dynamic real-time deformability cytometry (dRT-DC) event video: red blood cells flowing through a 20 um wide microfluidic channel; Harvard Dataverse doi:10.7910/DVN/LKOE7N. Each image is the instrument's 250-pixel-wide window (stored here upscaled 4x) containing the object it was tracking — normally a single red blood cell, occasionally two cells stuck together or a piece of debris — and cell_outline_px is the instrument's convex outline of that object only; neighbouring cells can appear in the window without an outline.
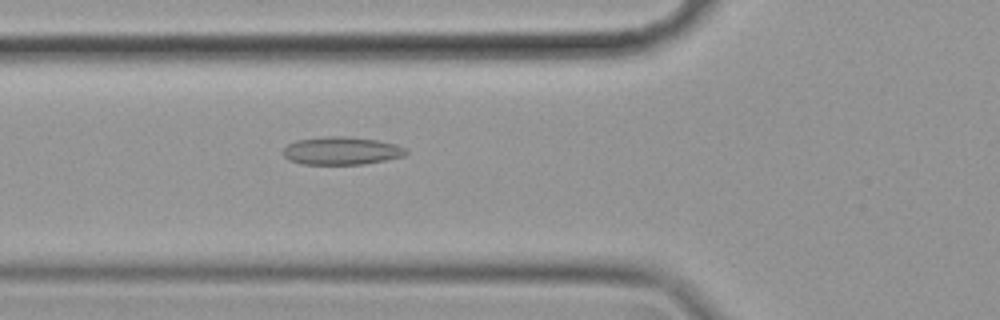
{"species": "common noctule bat (a hibernating species)", "species_latin": "Nyctalus noctula", "temperature_condition": "cold", "stored_images_in_passage": 56, "camera_frame_rate_fps": 3000, "um_per_image_px": 0.085, "animal": {"sex": "female", "body_mass_g": 19.9}, "frame": {"image": 1, "passage_image": 20, "time_ms": 6.333, "image_size_px": [1000, 320], "cell_outline_px": [[408, 152], [404, 156], [364, 164], [304, 164], [288, 160], [280, 152], [288, 144], [296, 140], [328, 136], [344, 136], [376, 140], [396, 144], [408, 148]], "centroid_in_image_um": [29.02, 12.81], "position_along_channel_um": 96.8, "area_um2": 20.06}}
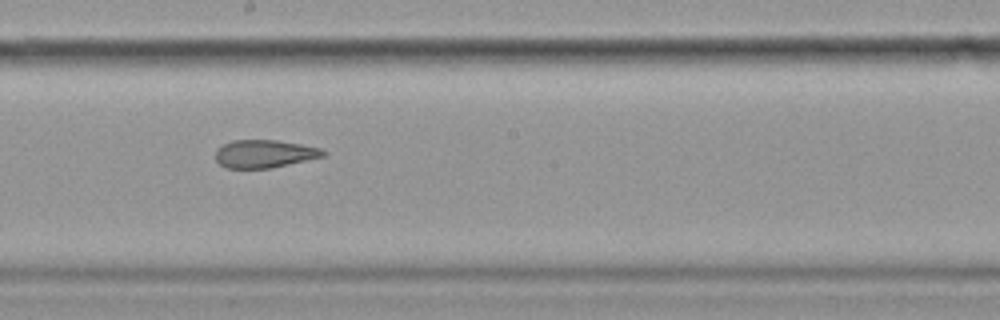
{"frame": {"image": 2, "passage_image": 31, "time_ms": 10.0, "image_size_px": [1000, 320], "cell_outline_px": [[328, 152], [324, 156], [272, 168], [228, 168], [220, 164], [216, 160], [216, 148], [232, 140], [276, 140], [300, 144], [320, 148]], "centroid_in_image_um": [22.47, 13.07], "position_along_channel_um": 225.7, "area_um2": 17.46}}
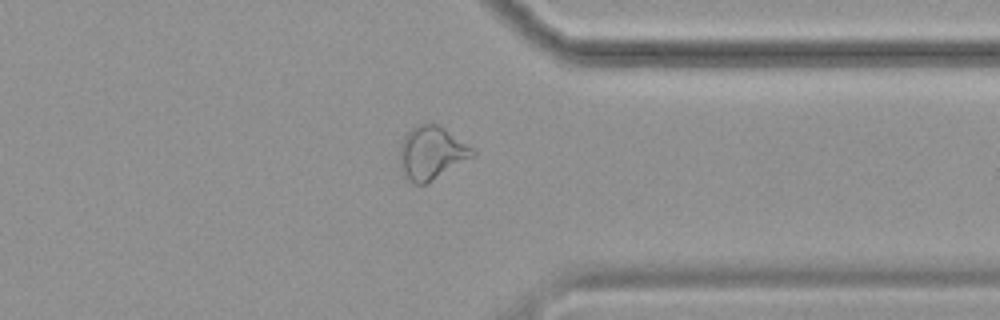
{"frame": {"image": 3, "passage_image": 44, "time_ms": 14.333, "image_size_px": [1000, 320], "cell_outline_px": [[476, 156], [432, 180], [424, 184], [416, 184], [400, 168], [400, 144], [404, 136], [412, 128], [420, 124], [432, 120], [444, 128], [472, 148], [476, 152]], "centroid_in_image_um": [36.7, 12.95], "position_along_channel_um": 374.7, "area_um2": 22.37}, "authors_computed_cell_mechanics": {"area_um2": 21.4149, "velocity_mm_per_s": 3.5165, "shape_relaxation_time_tau1_ms": null, "shape_relaxation_time_tau2_ms": 3.6585, "deformation_change_tau1": null, "deformation_change_tau2": 0.115}}